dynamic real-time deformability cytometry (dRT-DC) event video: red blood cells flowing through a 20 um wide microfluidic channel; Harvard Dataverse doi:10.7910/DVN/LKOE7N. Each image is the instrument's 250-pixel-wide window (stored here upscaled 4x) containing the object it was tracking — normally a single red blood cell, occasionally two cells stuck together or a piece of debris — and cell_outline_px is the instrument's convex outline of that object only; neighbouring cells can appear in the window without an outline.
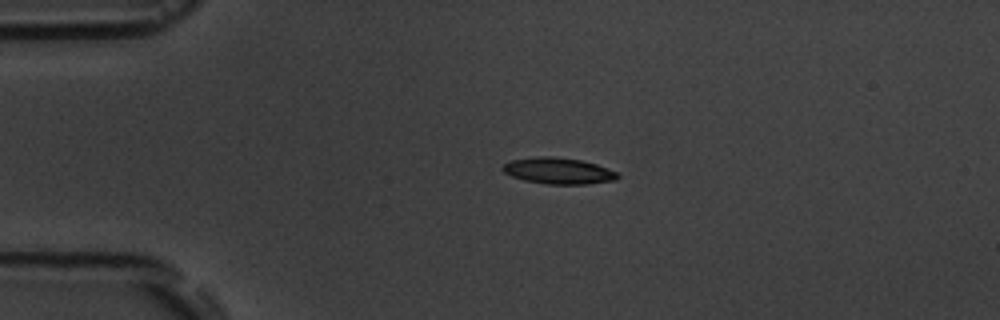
{"species": "common noctule bat (a hibernating species)", "species_latin": "Nyctalus noctula", "temperature_condition": "room temperature", "stored_images_in_passage": 2, "camera_frame_rate_fps": 3000, "um_per_image_px": 0.085, "animal": {"sex": "male", "body_mass_g": 19.5, "forearm_length_mm": 54.6}, "frame": {"image": 1, "passage_image": 1, "time_ms": 0.0, "image_size_px": [1000, 320], "cell_outline_px": [[620, 176], [616, 180], [588, 184], [548, 184], [524, 180], [512, 176], [504, 172], [500, 168], [504, 164], [512, 160], [536, 156], [556, 156], [580, 160], [596, 164], [616, 172]], "centroid_in_image_um": [47.45, 14.52], "position_along_channel_um": 37.5, "area_um2": 17.57}}